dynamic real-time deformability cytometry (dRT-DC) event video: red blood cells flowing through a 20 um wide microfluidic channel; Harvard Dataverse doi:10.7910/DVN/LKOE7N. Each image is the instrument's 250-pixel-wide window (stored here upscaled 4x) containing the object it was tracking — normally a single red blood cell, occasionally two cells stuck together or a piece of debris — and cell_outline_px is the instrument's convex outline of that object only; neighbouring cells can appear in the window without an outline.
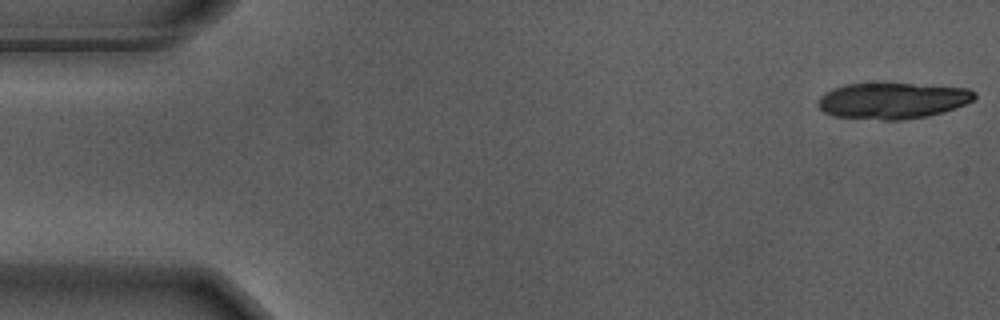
{"species": "Egyptian fruit bat (a non-hibernating species)", "species_latin": "Rousettus aegyptiacus", "temperature_condition": "warm", "stored_images_in_passage": 18, "camera_frame_rate_fps": 3000, "um_per_image_px": 0.085, "animal": {"sex": "male"}, "frame": {"image": 1, "passage_image": 1, "time_ms": 0.0, "image_size_px": [1000, 320], "cell_outline_px": [[976, 96], [972, 100], [964, 104], [944, 112], [928, 116], [904, 120], [884, 120], [832, 116], [824, 112], [816, 104], [820, 96], [824, 92], [832, 88], [844, 84], [880, 80], [968, 88], [976, 92]], "centroid_in_image_um": [75.82, 8.51], "position_along_channel_um": 9.2, "area_um2": 34.28}}